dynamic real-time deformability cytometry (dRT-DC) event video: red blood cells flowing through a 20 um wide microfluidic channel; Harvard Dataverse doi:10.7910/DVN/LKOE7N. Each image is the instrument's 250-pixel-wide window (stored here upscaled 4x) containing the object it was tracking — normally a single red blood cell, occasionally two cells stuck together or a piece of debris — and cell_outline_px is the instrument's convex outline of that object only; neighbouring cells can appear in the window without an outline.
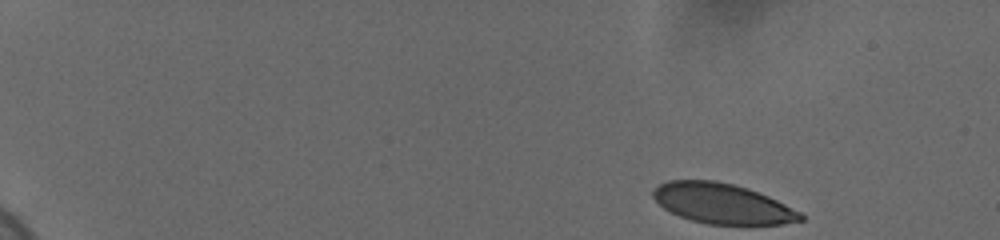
{"species": "human", "species_latin": "Homo sapiens", "temperature_condition": "cold", "stored_images_in_passage": 52, "camera_frame_rate_fps": 3000, "um_per_image_px": 0.085, "donor": {"sex": "female"}, "frame": {"image": 1, "passage_image": 1, "time_ms": 0.0, "image_size_px": [1000, 240], "cell_outline_px": [[804, 220], [780, 224], [708, 224], [692, 220], [680, 216], [664, 208], [652, 196], [652, 192], [660, 184], [668, 180], [716, 180], [748, 188], [768, 196], [800, 212], [804, 216]], "centroid_in_image_um": [61.39, 17.29], "position_along_channel_um": 23.6, "area_um2": 34.16}}
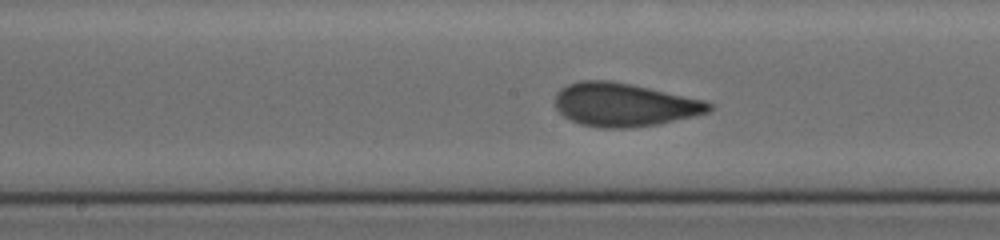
{"frame": {"image": 2, "passage_image": 27, "time_ms": 8.667, "image_size_px": [1000, 240], "cell_outline_px": [[712, 108], [708, 112], [660, 124], [628, 128], [600, 128], [580, 124], [564, 116], [556, 108], [556, 92], [560, 88], [568, 84], [580, 80], [608, 80], [632, 84], [704, 100], [712, 104]], "centroid_in_image_um": [53.03, 8.9], "position_along_channel_um": 195.2, "area_um2": 38.84}}
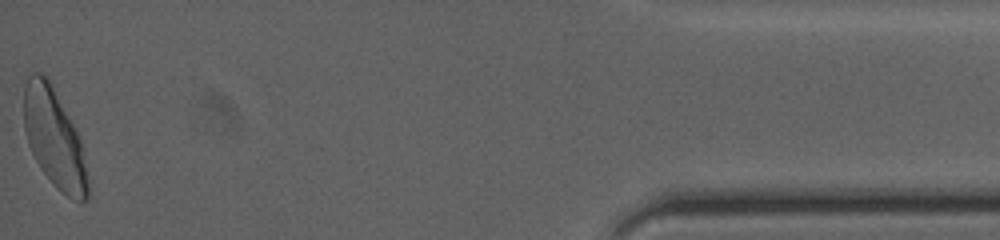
{"frame": {"image": 3, "passage_image": 52, "time_ms": 17.0, "image_size_px": [1000, 240], "cell_outline_px": [[88, 196], [80, 204], [72, 200], [60, 192], [56, 188], [40, 168], [28, 144], [24, 128], [24, 88], [28, 76], [32, 72], [40, 72], [48, 80], [72, 124], [80, 140], [88, 180]], "centroid_in_image_um": [4.59, 11.82], "position_along_channel_um": 430.6, "area_um2": 36.13}, "authors_computed_cell_mechanics": {"area_um2": 37.0787, "velocity_mm_per_s": 3.6569, "shape_relaxation_time_tau1_ms": 4.9325, "shape_relaxation_time_tau2_ms": null, "deformation_change_tau1": 0.1436, "deformation_change_tau2": null}}